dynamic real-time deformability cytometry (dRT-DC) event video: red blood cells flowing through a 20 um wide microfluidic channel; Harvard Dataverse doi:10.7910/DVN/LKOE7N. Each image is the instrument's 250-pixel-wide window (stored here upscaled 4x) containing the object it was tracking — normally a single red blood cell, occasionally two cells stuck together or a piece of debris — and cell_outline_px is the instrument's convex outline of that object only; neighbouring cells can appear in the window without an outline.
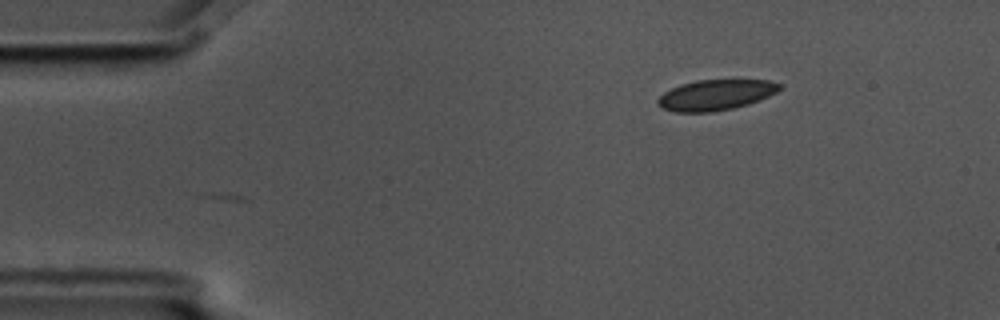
{"species": "common noctule bat (a hibernating species)", "species_latin": "Nyctalus noctula", "temperature_condition": "cold", "stored_images_in_passage": 4, "camera_frame_rate_fps": 3000, "um_per_image_px": 0.085, "animal": {"sex": "male", "body_mass_g": 17.5, "forearm_length_mm": 52.3}, "frame": {"image": 1, "passage_image": 4, "time_ms": 1.0, "image_size_px": [1000, 320], "cell_outline_px": [[784, 88], [760, 100], [748, 104], [732, 108], [712, 112], [676, 112], [664, 108], [656, 104], [656, 100], [664, 92], [680, 84], [696, 80], [768, 80], [784, 84]], "centroid_in_image_um": [60.86, 8.06], "position_along_channel_um": 24.1, "area_um2": 21.79}}